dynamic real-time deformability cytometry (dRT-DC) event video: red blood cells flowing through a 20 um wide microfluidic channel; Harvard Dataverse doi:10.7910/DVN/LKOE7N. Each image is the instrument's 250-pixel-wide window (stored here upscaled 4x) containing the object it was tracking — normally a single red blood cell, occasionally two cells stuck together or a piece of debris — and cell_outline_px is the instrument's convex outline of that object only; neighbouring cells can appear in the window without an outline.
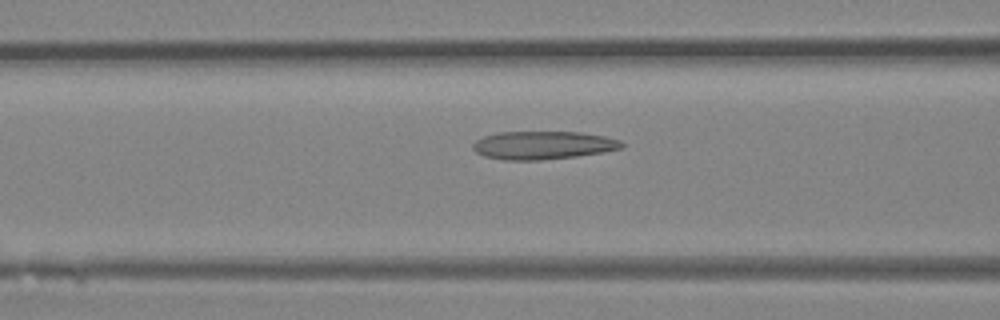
{"species": "Egyptian fruit bat (a non-hibernating species)", "species_latin": "Rousettus aegyptiacus", "temperature_condition": "room temperature", "stored_images_in_passage": 5, "camera_frame_rate_fps": 3000, "um_per_image_px": 0.085, "animal": {"sex": "female"}, "frame": {"image": 1, "passage_image": 4, "time_ms": 1.0, "image_size_px": [1000, 320], "cell_outline_px": [[624, 148], [604, 152], [576, 156], [540, 160], [504, 160], [484, 156], [476, 152], [472, 148], [472, 144], [476, 140], [484, 136], [496, 132], [580, 132], [604, 136], [620, 140], [624, 144]], "centroid_in_image_um": [46.15, 12.34], "position_along_channel_um": 120.4, "area_um2": 24.51}}